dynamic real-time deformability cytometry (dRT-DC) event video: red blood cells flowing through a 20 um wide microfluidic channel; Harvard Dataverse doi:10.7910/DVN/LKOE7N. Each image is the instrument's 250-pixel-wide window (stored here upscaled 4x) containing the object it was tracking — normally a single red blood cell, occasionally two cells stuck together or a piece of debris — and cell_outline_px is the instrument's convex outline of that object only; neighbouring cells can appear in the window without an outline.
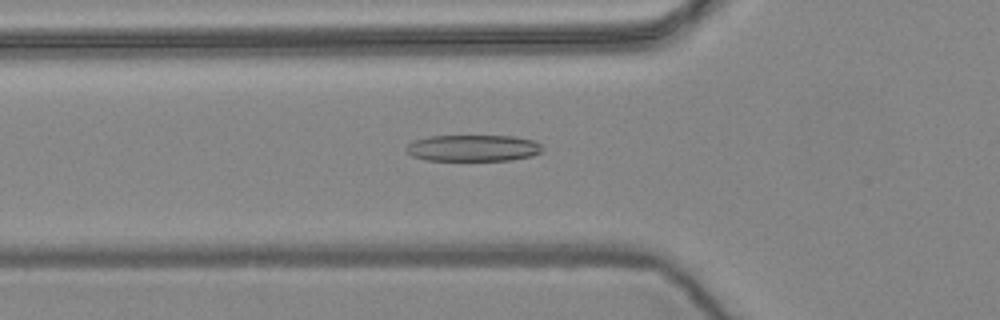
{"species": "common noctule bat (a hibernating species)", "species_latin": "Nyctalus noctula", "temperature_condition": "warm", "stored_images_in_passage": 56, "camera_frame_rate_fps": 3000, "um_per_image_px": 0.085, "animal": {"sex": "female", "body_mass_g": 24.6, "forearm_length_mm": 56.2}, "frame": {"image": 1, "passage_image": 19, "time_ms": 6.0, "image_size_px": [1000, 320], "cell_outline_px": [[544, 152], [532, 156], [512, 160], [424, 160], [412, 156], [404, 148], [408, 144], [416, 140], [428, 136], [512, 136], [536, 140], [544, 148]], "centroid_in_image_um": [40.26, 12.58], "position_along_channel_um": 85.5, "area_um2": 21.21}}
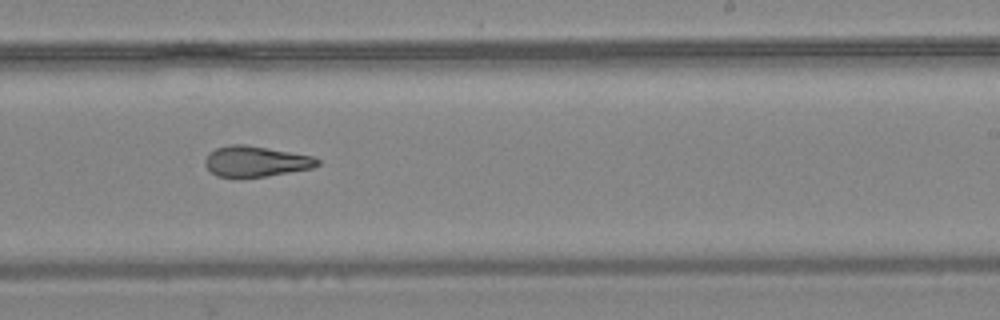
{"frame": {"image": 2, "passage_image": 34, "time_ms": 11.0, "image_size_px": [1000, 320], "cell_outline_px": [[320, 164], [312, 168], [264, 176], [216, 176], [204, 164], [204, 160], [208, 152], [216, 148], [228, 144], [244, 144], [312, 156], [320, 160]], "centroid_in_image_um": [21.71, 13.69], "position_along_channel_um": 267.3, "area_um2": 19.71}}
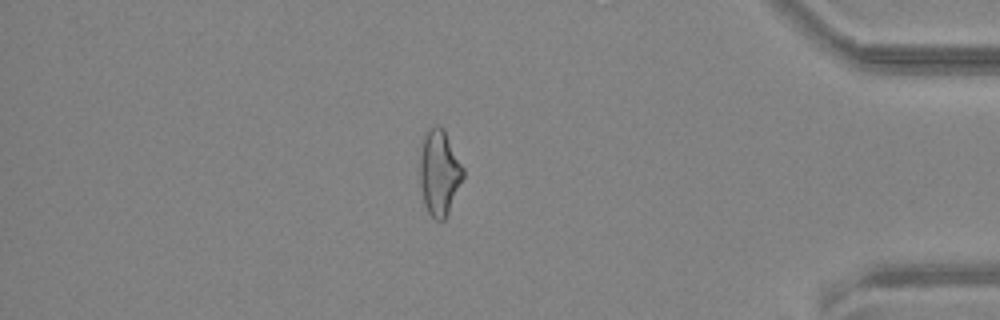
{"frame": {"image": 3, "passage_image": 48, "time_ms": 15.667, "image_size_px": [1000, 320], "cell_outline_px": [[464, 176], [448, 212], [444, 220], [436, 220], [428, 212], [424, 204], [420, 184], [420, 144], [428, 128], [436, 124], [440, 124], [444, 128], [464, 168]], "centroid_in_image_um": [37.33, 14.61], "position_along_channel_um": 397.9, "area_um2": 21.73}, "authors_computed_cell_mechanics": {"area_um2": 21.7328, "velocity_mm_per_s": 3.6201, "shape_relaxation_time_tau1_ms": null, "shape_relaxation_time_tau2_ms": 4.1274, "deformation_change_tau1": null, "deformation_change_tau2": 0.1262}}